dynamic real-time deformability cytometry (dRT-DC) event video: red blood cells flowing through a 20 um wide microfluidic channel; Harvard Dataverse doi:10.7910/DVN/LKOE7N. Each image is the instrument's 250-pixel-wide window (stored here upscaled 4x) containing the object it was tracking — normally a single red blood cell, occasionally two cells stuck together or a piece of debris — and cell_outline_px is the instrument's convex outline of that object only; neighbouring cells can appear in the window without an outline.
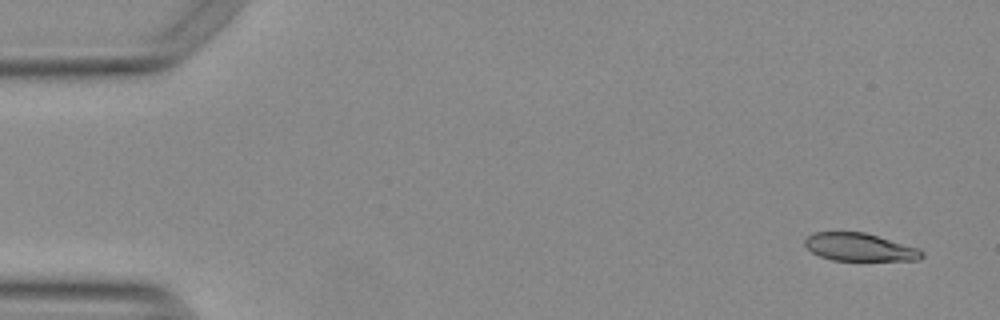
{"species": "Egyptian fruit bat (a non-hibernating species)", "species_latin": "Rousettus aegyptiacus", "temperature_condition": "warm", "stored_images_in_passage": 42, "camera_frame_rate_fps": 3000, "um_per_image_px": 0.085, "animal": {"sex": "female"}, "frame": {"image": 1, "passage_image": 1, "time_ms": 0.0, "image_size_px": [1000, 320], "cell_outline_px": [[924, 256], [920, 260], [832, 260], [820, 256], [812, 252], [804, 244], [804, 240], [808, 236], [816, 232], [864, 232], [920, 248], [924, 252]], "centroid_in_image_um": [73.1, 21.01], "position_along_channel_um": 11.9, "area_um2": 18.96}}
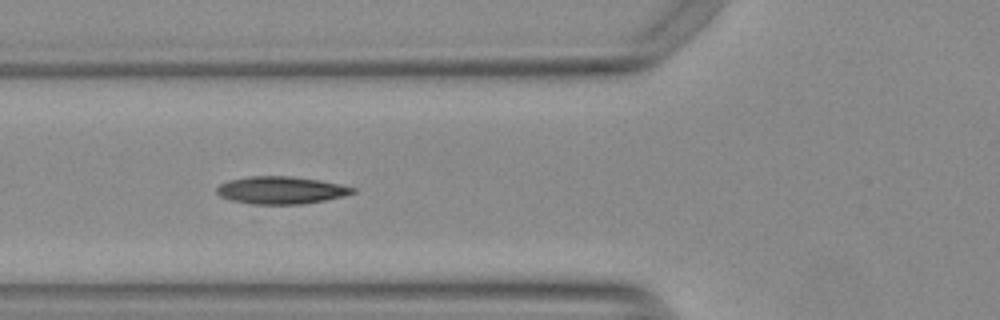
{"frame": {"image": 2, "passage_image": 18, "time_ms": 5.667, "image_size_px": [1000, 320], "cell_outline_px": [[356, 192], [344, 196], [324, 200], [300, 204], [252, 204], [232, 200], [220, 196], [216, 192], [216, 188], [220, 184], [228, 180], [248, 176], [292, 176], [320, 180], [356, 188]], "centroid_in_image_um": [23.87, 16.16], "position_along_channel_um": 101.9, "area_um2": 21.73}}
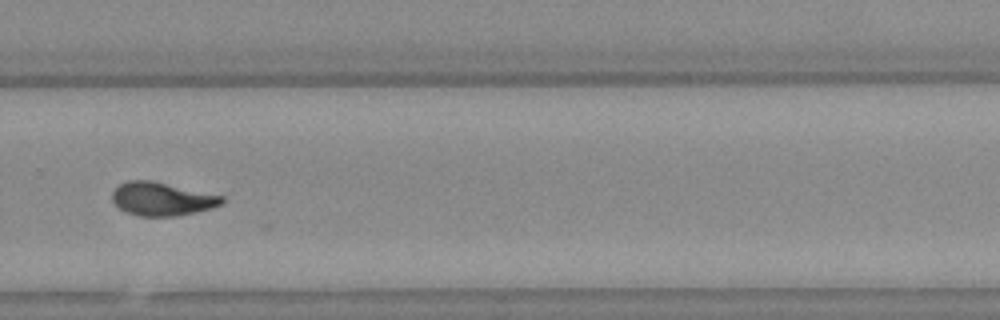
{"frame": {"image": 3, "passage_image": 35, "time_ms": 11.333, "image_size_px": [1000, 320], "cell_outline_px": [[224, 204], [212, 208], [196, 212], [176, 216], [136, 216], [120, 208], [112, 200], [112, 192], [120, 184], [128, 180], [152, 180], [224, 196]], "centroid_in_image_um": [13.79, 16.91], "position_along_channel_um": 316.0, "area_um2": 21.39}, "authors_computed_cell_mechanics": {"area_um2": 21.2126, "velocity_mm_per_s": 3.7891, "shape_relaxation_time_tau1_ms": null, "shape_relaxation_time_tau2_ms": 2.1014, "deformation_change_tau1": null, "deformation_change_tau2": 0.0764}}